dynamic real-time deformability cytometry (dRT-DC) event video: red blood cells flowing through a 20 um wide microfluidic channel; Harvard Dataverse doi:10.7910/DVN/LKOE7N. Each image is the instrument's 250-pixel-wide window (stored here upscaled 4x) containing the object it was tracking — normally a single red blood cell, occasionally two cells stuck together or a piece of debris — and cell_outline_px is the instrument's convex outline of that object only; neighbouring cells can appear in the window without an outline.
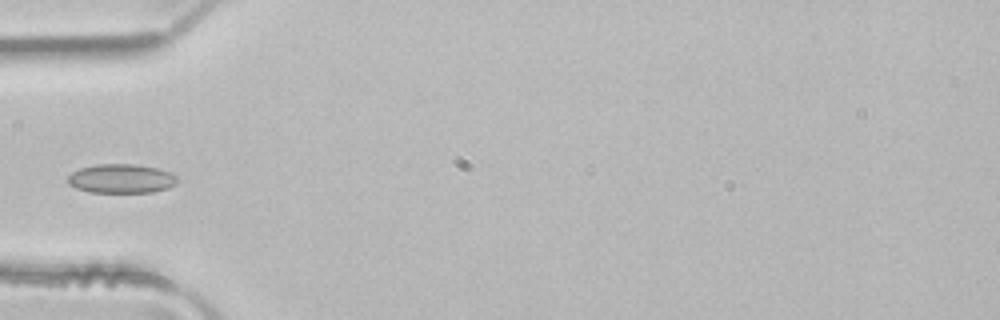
{"species": "common noctule bat (a hibernating species)", "species_latin": "Nyctalus noctula", "temperature_condition": "room temperature", "stored_images_in_passage": 4, "camera_frame_rate_fps": 3000, "um_per_image_px": 0.085, "animal": {"sex": "male", "body_mass_g": 21.5, "forearm_length_mm": 52.0}, "frame": {"image": 1, "passage_image": 4, "time_ms": 1.0, "image_size_px": [1000, 320], "cell_outline_px": [[176, 184], [168, 188], [152, 192], [88, 192], [76, 188], [68, 184], [68, 176], [72, 172], [80, 168], [96, 164], [136, 164], [156, 168], [168, 172], [176, 176]], "centroid_in_image_um": [10.28, 15.18], "position_along_channel_um": 74.7, "area_um2": 18.5}}